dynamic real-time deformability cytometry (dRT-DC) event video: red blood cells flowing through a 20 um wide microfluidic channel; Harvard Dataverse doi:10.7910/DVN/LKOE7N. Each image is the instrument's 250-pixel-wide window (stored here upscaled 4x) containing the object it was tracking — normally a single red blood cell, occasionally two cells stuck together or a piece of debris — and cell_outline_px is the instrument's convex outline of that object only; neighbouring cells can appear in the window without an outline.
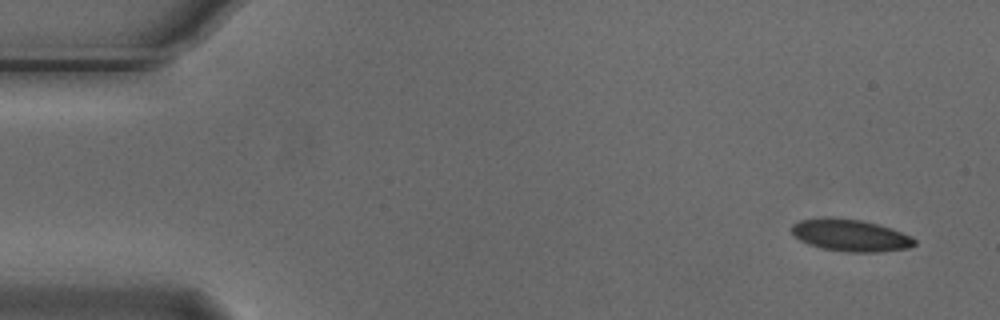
{"species": "Egyptian fruit bat (a non-hibernating species)", "species_latin": "Rousettus aegyptiacus", "temperature_condition": "cold", "stored_images_in_passage": 10, "camera_frame_rate_fps": 3000, "um_per_image_px": 0.085, "animal": {"sex": "male"}, "frame": {"image": 1, "passage_image": 1, "time_ms": 0.0, "image_size_px": [1000, 320], "cell_outline_px": [[916, 244], [908, 248], [880, 252], [848, 252], [820, 248], [808, 244], [800, 240], [792, 232], [792, 224], [800, 220], [824, 216], [832, 216], [860, 220], [892, 228], [912, 236], [916, 240]], "centroid_in_image_um": [72.28, 19.99], "position_along_channel_um": 12.7, "area_um2": 23.18}}
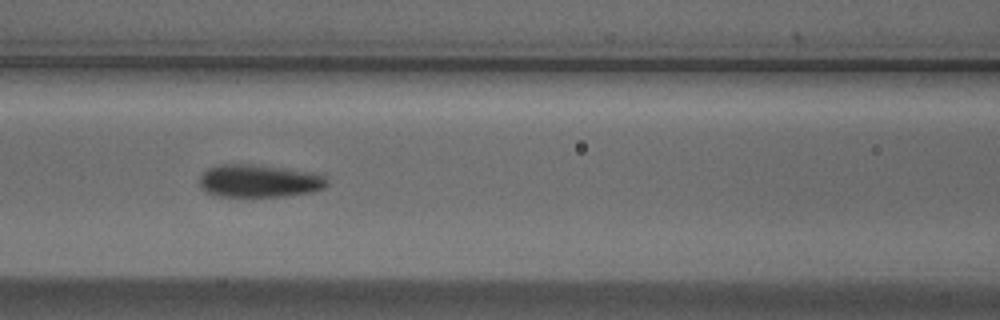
{"frame": {"image": 2, "passage_image": 6, "time_ms": 1.667, "image_size_px": [1000, 320], "cell_outline_px": [[328, 184], [324, 188], [312, 192], [284, 196], [212, 196], [200, 188], [200, 176], [208, 168], [216, 164], [252, 164], [288, 168], [308, 172], [324, 176], [328, 180]], "centroid_in_image_um": [21.99, 15.38], "position_along_channel_um": 144.6, "area_um2": 24.51}}
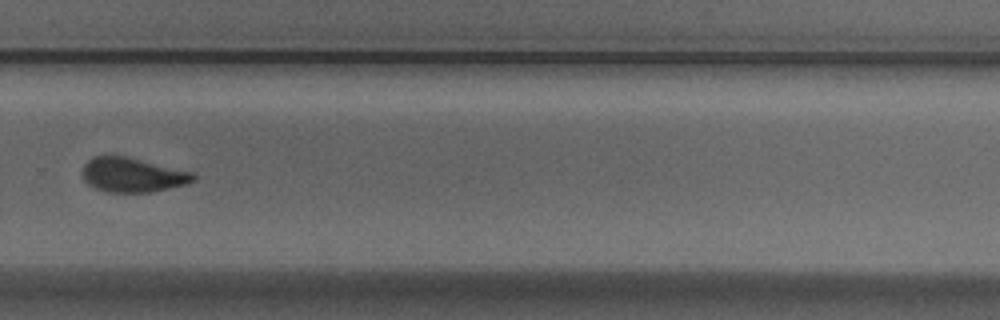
{"frame": {"image": 3, "passage_image": 10, "time_ms": 3.0, "image_size_px": [1000, 320], "cell_outline_px": [[196, 180], [184, 184], [152, 192], [108, 192], [96, 188], [88, 184], [84, 180], [80, 172], [84, 164], [92, 156], [124, 156], [196, 172]], "centroid_in_image_um": [11.26, 14.86], "position_along_channel_um": 318.5, "area_um2": 22.37}}